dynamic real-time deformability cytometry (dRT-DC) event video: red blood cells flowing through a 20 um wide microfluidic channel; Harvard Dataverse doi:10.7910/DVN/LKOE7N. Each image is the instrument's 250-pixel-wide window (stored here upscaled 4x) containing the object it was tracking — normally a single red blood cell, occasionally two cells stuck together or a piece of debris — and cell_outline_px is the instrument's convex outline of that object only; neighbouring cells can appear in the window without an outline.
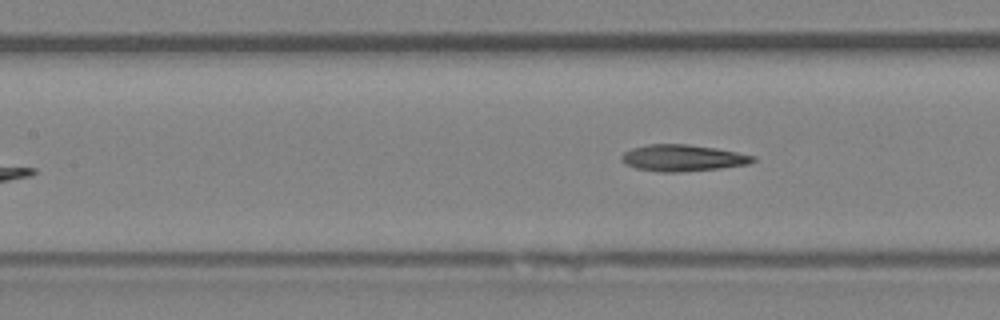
{"species": "Egyptian fruit bat (a non-hibernating species)", "species_latin": "Rousettus aegyptiacus", "temperature_condition": "room temperature", "stored_images_in_passage": 8, "camera_frame_rate_fps": 3000, "um_per_image_px": 0.085, "animal": {"sex": "female"}, "frame": {"image": 1, "passage_image": 8, "time_ms": 8.333, "image_size_px": [1000, 320], "cell_outline_px": [[756, 160], [748, 164], [720, 168], [680, 172], [660, 172], [636, 168], [624, 164], [620, 160], [620, 156], [624, 152], [632, 148], [648, 144], [688, 144], [716, 148], [756, 156]], "centroid_in_image_um": [58.0, 13.42], "position_along_channel_um": 149.4, "area_um2": 20.4}}